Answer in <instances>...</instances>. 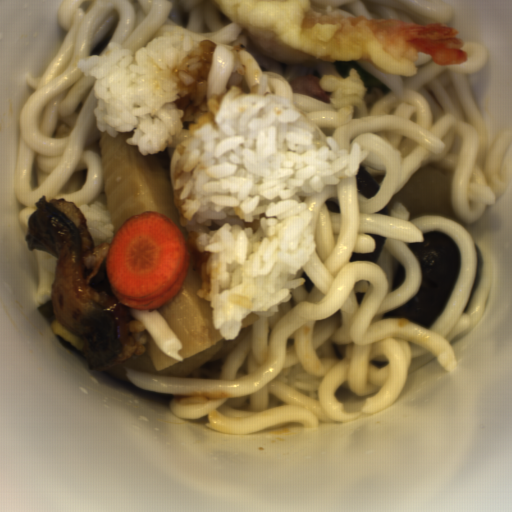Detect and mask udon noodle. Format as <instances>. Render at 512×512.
Wrapping results in <instances>:
<instances>
[{"label":"udon noodle","instance_id":"obj_3","mask_svg":"<svg viewBox=\"0 0 512 512\" xmlns=\"http://www.w3.org/2000/svg\"><path fill=\"white\" fill-rule=\"evenodd\" d=\"M122 304V303H121ZM129 320H141L144 330H147L157 348L167 357L182 360L181 347L183 346L165 318L156 309L139 310L122 304Z\"/></svg>","mask_w":512,"mask_h":512},{"label":"udon noodle","instance_id":"obj_2","mask_svg":"<svg viewBox=\"0 0 512 512\" xmlns=\"http://www.w3.org/2000/svg\"><path fill=\"white\" fill-rule=\"evenodd\" d=\"M316 11L365 15L387 21H409L421 24L443 22L447 26L455 18L452 3L440 0H306Z\"/></svg>","mask_w":512,"mask_h":512},{"label":"udon noodle","instance_id":"obj_1","mask_svg":"<svg viewBox=\"0 0 512 512\" xmlns=\"http://www.w3.org/2000/svg\"><path fill=\"white\" fill-rule=\"evenodd\" d=\"M212 1L307 0H68L57 23L67 32L44 74L27 77L33 90L22 108L13 180L20 224L45 195L107 208L95 77L80 59L101 56L109 42L132 53L163 35L216 44L207 76L208 98L233 86L243 93H275L293 102L327 138L350 149L379 185L367 197L353 177L301 197L314 212L316 249L296 274L304 284L290 301L262 318L246 316L237 338L180 377L159 373L145 352L124 361L125 378L144 390L171 395L173 416L206 430L246 436L291 424L303 430L343 424L392 404L407 378L428 364L449 375L459 364L455 341L483 320L495 262L474 224L504 192L503 165L512 132L495 144L471 76L486 63L485 44L464 43L468 61L434 64L417 53V74L397 77L369 60L322 66L269 57ZM314 75L330 103L292 92L298 75ZM430 165L452 177L456 220L427 215L408 220L406 207L386 205L411 175ZM443 233L460 255L456 283L429 329L386 318L421 287L422 268L407 244ZM371 234L386 237L376 263L349 262L373 253Z\"/></svg>","mask_w":512,"mask_h":512},{"label":"udon noodle","instance_id":"obj_4","mask_svg":"<svg viewBox=\"0 0 512 512\" xmlns=\"http://www.w3.org/2000/svg\"><path fill=\"white\" fill-rule=\"evenodd\" d=\"M35 254L39 263L35 300L40 306L49 298L52 299V286L56 276L57 258L46 251L36 248Z\"/></svg>","mask_w":512,"mask_h":512}]
</instances>
